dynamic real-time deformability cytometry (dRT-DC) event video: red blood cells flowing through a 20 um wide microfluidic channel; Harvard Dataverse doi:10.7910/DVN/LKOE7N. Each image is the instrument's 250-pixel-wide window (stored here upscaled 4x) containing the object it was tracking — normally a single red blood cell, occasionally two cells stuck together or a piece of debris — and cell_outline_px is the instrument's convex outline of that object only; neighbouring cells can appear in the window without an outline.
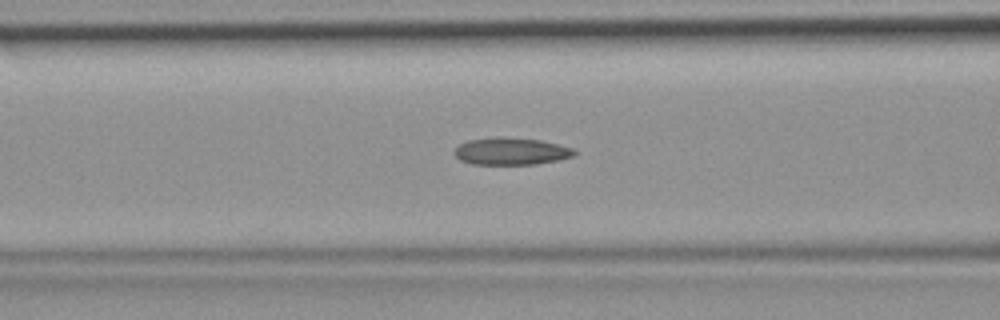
{"species": "common noctule bat (a hibernating species)", "species_latin": "Nyctalus noctula", "temperature_condition": "room temperature", "stored_images_in_passage": 41, "camera_frame_rate_fps": 3000, "um_per_image_px": 0.085, "animal": {"sex": "female", "body_mass_g": 19.9}, "frame": {"image": 1, "passage_image": 17, "time_ms": 5.333, "image_size_px": [1000, 320], "cell_outline_px": [[576, 152], [572, 156], [560, 160], [536, 164], [472, 164], [460, 160], [452, 152], [460, 144], [468, 140], [540, 140], [572, 148]], "centroid_in_image_um": [43.45, 12.92], "position_along_channel_um": 123.1, "area_um2": 17.92}}
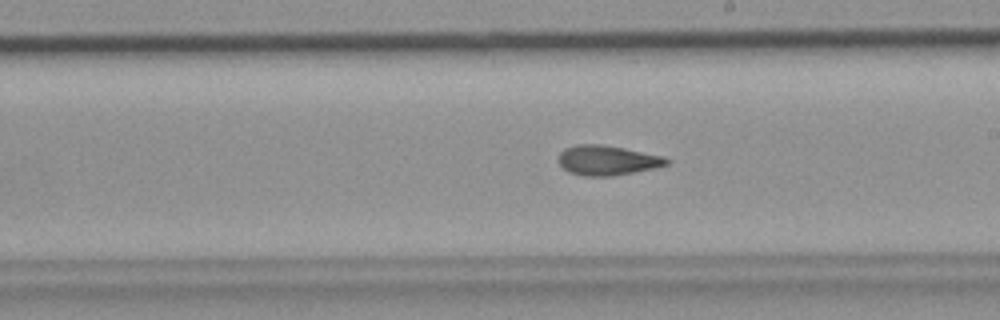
{"frame": {"image": 2, "passage_image": 25, "time_ms": 8.0, "image_size_px": [1000, 320], "cell_outline_px": [[672, 160], [668, 164], [656, 168], [612, 176], [580, 176], [568, 172], [560, 164], [560, 152], [564, 148], [576, 144], [600, 144], [624, 148], [664, 156]], "centroid_in_image_um": [51.64, 13.63], "position_along_channel_um": 237.4, "area_um2": 18.9}}
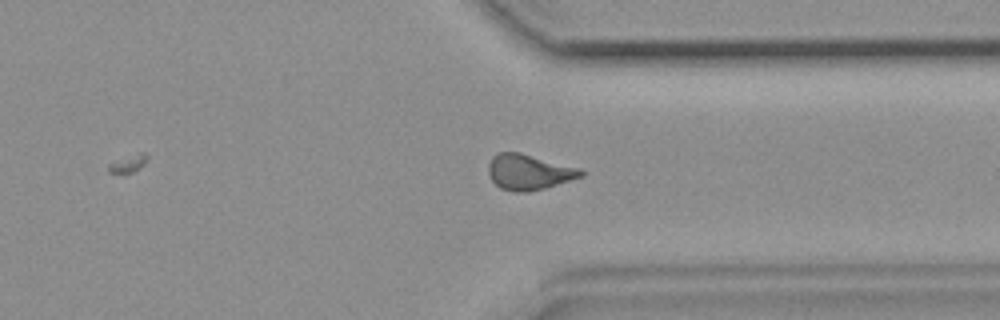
{"frame": {"image": 3, "passage_image": 34, "time_ms": 11.0, "image_size_px": [1000, 320], "cell_outline_px": [[584, 176], [544, 188], [528, 192], [512, 192], [500, 188], [492, 180], [488, 172], [488, 164], [492, 156], [500, 152], [520, 152], [580, 168], [584, 172]], "centroid_in_image_um": [44.94, 14.62], "position_along_channel_um": 366.5, "area_um2": 19.19}}